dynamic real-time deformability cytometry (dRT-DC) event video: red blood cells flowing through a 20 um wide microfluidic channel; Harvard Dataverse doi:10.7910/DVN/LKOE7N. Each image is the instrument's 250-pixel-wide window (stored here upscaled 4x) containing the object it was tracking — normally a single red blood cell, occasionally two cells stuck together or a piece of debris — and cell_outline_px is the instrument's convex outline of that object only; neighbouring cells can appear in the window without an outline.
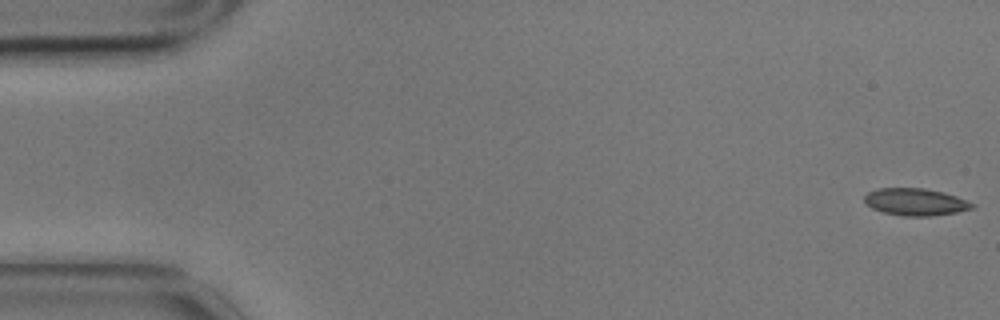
{"species": "common noctule bat (a hibernating species)", "species_latin": "Nyctalus noctula", "temperature_condition": "cold", "stored_images_in_passage": 5, "camera_frame_rate_fps": 3000, "um_per_image_px": 0.085, "animal": {"sex": "male", "body_mass_g": 17.9}, "frame": {"image": 1, "passage_image": 1, "time_ms": 0.0, "image_size_px": [1000, 320], "cell_outline_px": [[976, 208], [956, 212], [928, 216], [900, 216], [884, 212], [872, 208], [864, 200], [864, 196], [868, 192], [876, 188], [924, 188], [944, 192], [956, 196], [976, 204]], "centroid_in_image_um": [77.83, 17.16], "position_along_channel_um": 7.2, "area_um2": 17.11}}
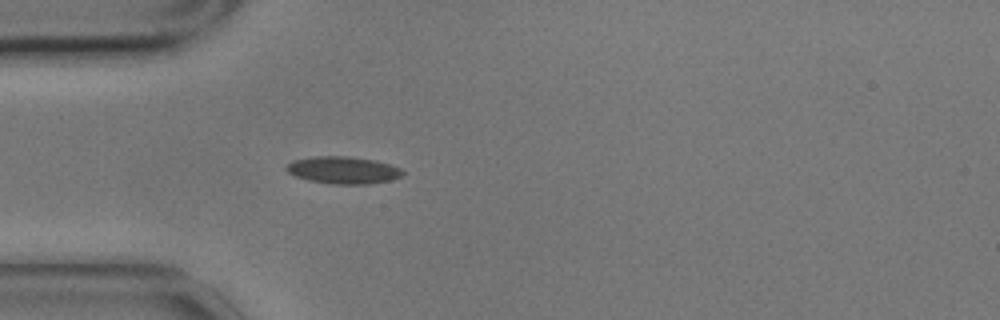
{"frame": {"image": 2, "passage_image": 5, "time_ms": 1.333, "image_size_px": [1000, 320], "cell_outline_px": [[404, 172], [400, 176], [388, 180], [368, 184], [332, 184], [308, 180], [296, 176], [288, 172], [284, 168], [292, 160], [312, 156], [348, 156], [376, 160], [400, 168]], "centroid_in_image_um": [29.12, 14.45], "position_along_channel_um": 55.9, "area_um2": 18.38}}